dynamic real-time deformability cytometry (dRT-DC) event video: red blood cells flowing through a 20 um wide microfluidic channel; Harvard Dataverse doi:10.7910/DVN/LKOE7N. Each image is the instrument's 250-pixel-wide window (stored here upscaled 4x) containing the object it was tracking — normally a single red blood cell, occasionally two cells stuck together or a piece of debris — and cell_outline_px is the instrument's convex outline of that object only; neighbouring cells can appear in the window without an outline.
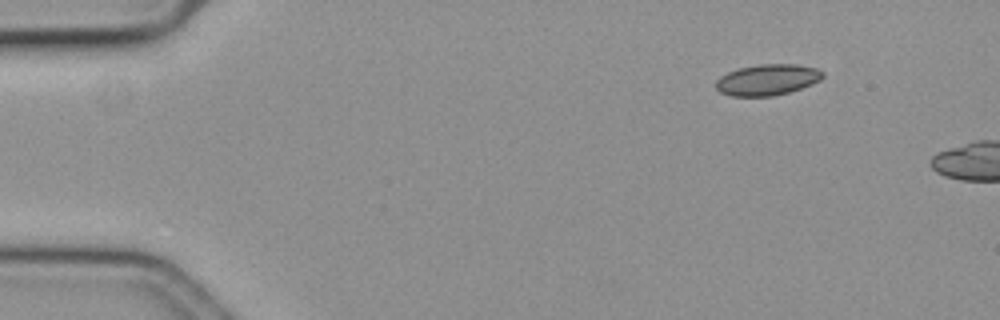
{"species": "common noctule bat (a hibernating species)", "species_latin": "Nyctalus noctula", "temperature_condition": "cold", "stored_images_in_passage": 4, "camera_frame_rate_fps": 3000, "um_per_image_px": 0.085, "animal": {"sex": "female", "body_mass_g": 19.3, "forearm_length_mm": 54.1}, "frame": {"image": 1, "passage_image": 1, "time_ms": 0.0, "image_size_px": [1000, 320], "cell_outline_px": [[824, 76], [820, 80], [812, 84], [788, 92], [772, 96], [732, 96], [720, 92], [716, 88], [716, 80], [720, 76], [736, 68], [760, 64], [796, 64], [816, 68], [824, 72]], "centroid_in_image_um": [65.22, 6.77], "position_along_channel_um": 19.8, "area_um2": 19.36}}